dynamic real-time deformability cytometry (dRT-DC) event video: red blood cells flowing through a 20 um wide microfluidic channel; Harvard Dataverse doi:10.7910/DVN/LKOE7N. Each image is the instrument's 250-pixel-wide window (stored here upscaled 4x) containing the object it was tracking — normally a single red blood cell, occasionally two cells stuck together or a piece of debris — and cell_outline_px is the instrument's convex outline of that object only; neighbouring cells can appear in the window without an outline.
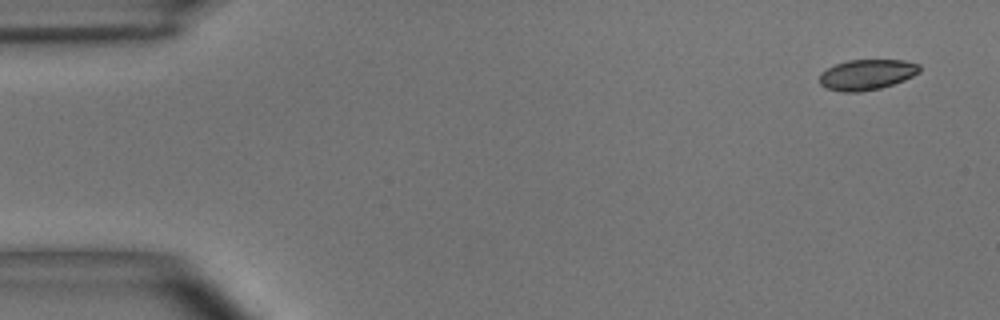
{"species": "common noctule bat (a hibernating species)", "species_latin": "Nyctalus noctula", "temperature_condition": "room temperature", "stored_images_in_passage": 5, "camera_frame_rate_fps": 3000, "um_per_image_px": 0.085, "animal": {"sex": "male", "body_mass_g": 15.6}, "frame": {"image": 1, "passage_image": 1, "time_ms": 0.0, "image_size_px": [1000, 320], "cell_outline_px": [[920, 72], [904, 80], [880, 88], [860, 92], [840, 92], [828, 88], [820, 84], [820, 72], [836, 64], [848, 60], [904, 60], [920, 64]], "centroid_in_image_um": [73.68, 6.34], "position_along_channel_um": 11.3, "area_um2": 17.74}}
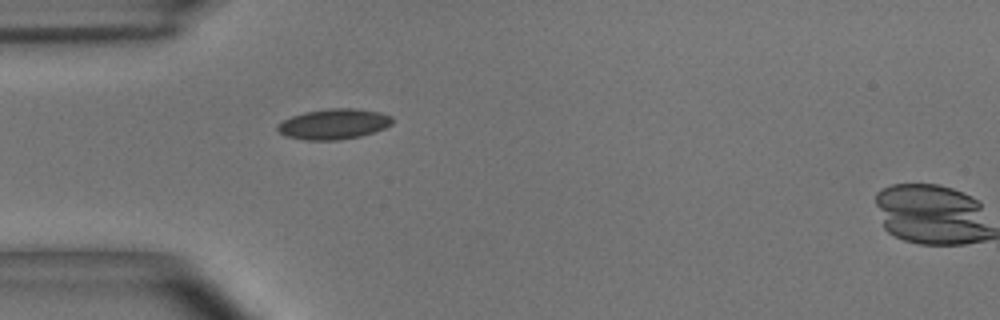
{"frame": {"image": 2, "passage_image": 4, "time_ms": 1.0, "image_size_px": [1000, 320], "cell_outline_px": [[392, 124], [384, 128], [360, 136], [336, 140], [308, 140], [288, 136], [280, 132], [276, 128], [276, 124], [292, 116], [304, 112], [328, 108], [356, 108], [380, 112], [392, 116]], "centroid_in_image_um": [28.37, 10.53], "position_along_channel_um": 56.6, "area_um2": 20.23}}